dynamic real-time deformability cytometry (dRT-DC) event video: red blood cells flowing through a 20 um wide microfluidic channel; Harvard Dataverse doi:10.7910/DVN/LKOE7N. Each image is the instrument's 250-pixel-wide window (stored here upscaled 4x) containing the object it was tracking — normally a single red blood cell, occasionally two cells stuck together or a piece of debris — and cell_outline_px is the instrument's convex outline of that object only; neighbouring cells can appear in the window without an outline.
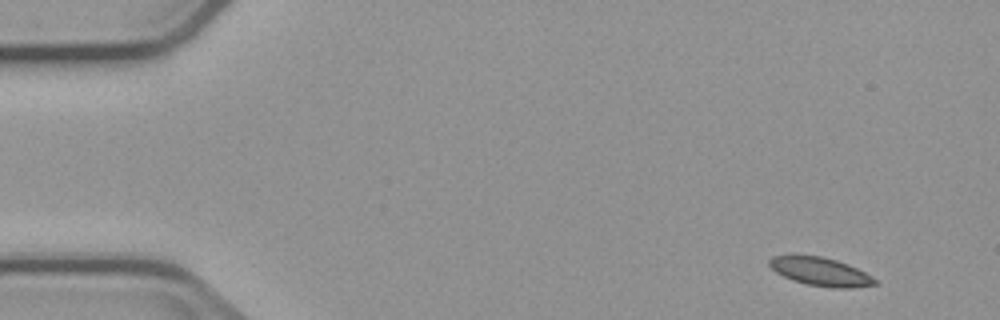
{"species": "common noctule bat (a hibernating species)", "species_latin": "Nyctalus noctula", "temperature_condition": "cold", "stored_images_in_passage": 4, "camera_frame_rate_fps": 3000, "um_per_image_px": 0.085, "animal": {"sex": "male", "body_mass_g": 23.1, "forearm_length_mm": 52.7}, "frame": {"image": 1, "passage_image": 1, "time_ms": 0.0, "image_size_px": [1000, 320], "cell_outline_px": [[880, 284], [852, 288], [832, 288], [808, 284], [792, 280], [776, 272], [768, 264], [768, 260], [772, 256], [820, 256], [836, 260], [848, 264], [872, 276]], "centroid_in_image_um": [69.78, 23.1], "position_along_channel_um": 15.2, "area_um2": 17.28}}
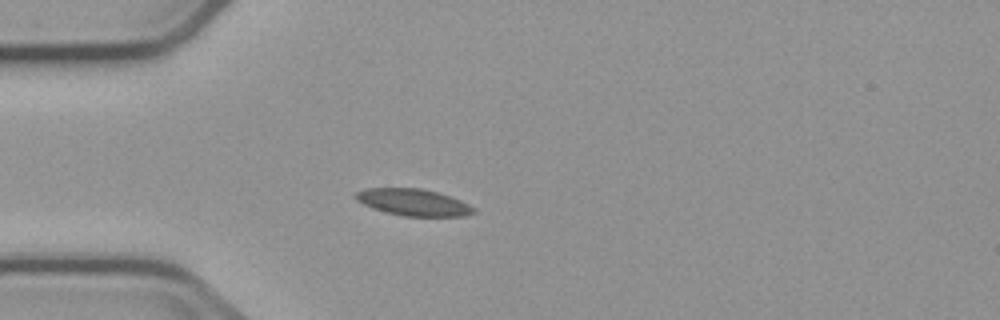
{"frame": {"image": 2, "passage_image": 4, "time_ms": 3.667, "image_size_px": [1000, 320], "cell_outline_px": [[476, 212], [464, 216], [404, 216], [384, 212], [372, 208], [356, 200], [352, 196], [356, 192], [364, 188], [420, 188], [436, 192], [460, 200], [476, 208]], "centroid_in_image_um": [35.1, 17.2], "position_along_channel_um": 49.9, "area_um2": 18.44}}